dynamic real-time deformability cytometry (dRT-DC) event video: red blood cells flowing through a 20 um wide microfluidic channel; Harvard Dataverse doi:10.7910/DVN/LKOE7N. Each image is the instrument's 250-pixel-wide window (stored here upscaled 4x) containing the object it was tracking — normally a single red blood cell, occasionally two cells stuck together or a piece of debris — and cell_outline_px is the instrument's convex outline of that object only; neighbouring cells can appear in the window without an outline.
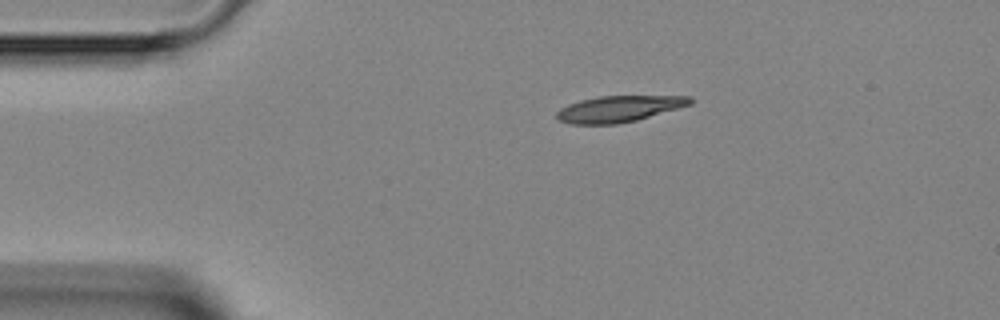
{"species": "Egyptian fruit bat (a non-hibernating species)", "species_latin": "Rousettus aegyptiacus", "temperature_condition": "room temperature", "stored_images_in_passage": 2, "camera_frame_rate_fps": 3000, "um_per_image_px": 0.085, "animal": {"sex": "female"}, "frame": {"image": 1, "passage_image": 1, "time_ms": 0.0, "image_size_px": [1000, 320], "cell_outline_px": [[692, 104], [636, 120], [616, 124], [568, 124], [556, 120], [556, 112], [560, 108], [568, 104], [580, 100], [600, 96], [692, 96]], "centroid_in_image_um": [52.56, 9.25], "position_along_channel_um": 32.4, "area_um2": 20.4}}